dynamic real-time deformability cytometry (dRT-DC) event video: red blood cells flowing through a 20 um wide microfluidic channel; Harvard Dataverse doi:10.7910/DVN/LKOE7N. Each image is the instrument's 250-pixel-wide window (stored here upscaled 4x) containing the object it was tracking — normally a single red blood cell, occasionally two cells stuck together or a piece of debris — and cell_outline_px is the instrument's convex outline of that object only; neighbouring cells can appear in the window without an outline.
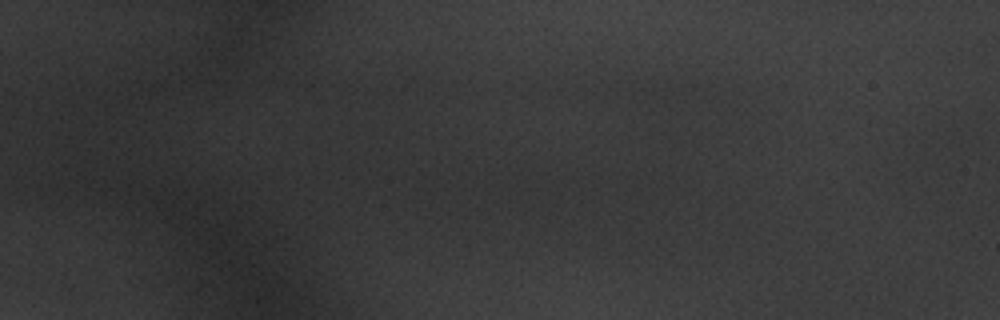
{"species": "common noctule bat (a hibernating species)", "species_latin": "Nyctalus noctula", "temperature_condition": "warm", "stored_images_in_passage": 3, "camera_frame_rate_fps": 3000, "um_per_image_px": 0.085, "animal": {"sex": "male", "body_mass_g": 20.1, "forearm_length_mm": 53.5}, "frame": {"image": 1, "passage_image": 1, "time_ms": 0.0, "image_size_px": [1000, 320], "cell_outline_px": [[600, 200], [596, 216], [512, 200], [508, 192], [508, 188], [516, 180], [524, 176], [548, 168], [572, 168], [592, 172], [600, 192]], "centroid_in_image_um": [47.51, 16.16], "position_along_channel_um": 37.5, "area_um2": 22.95}}